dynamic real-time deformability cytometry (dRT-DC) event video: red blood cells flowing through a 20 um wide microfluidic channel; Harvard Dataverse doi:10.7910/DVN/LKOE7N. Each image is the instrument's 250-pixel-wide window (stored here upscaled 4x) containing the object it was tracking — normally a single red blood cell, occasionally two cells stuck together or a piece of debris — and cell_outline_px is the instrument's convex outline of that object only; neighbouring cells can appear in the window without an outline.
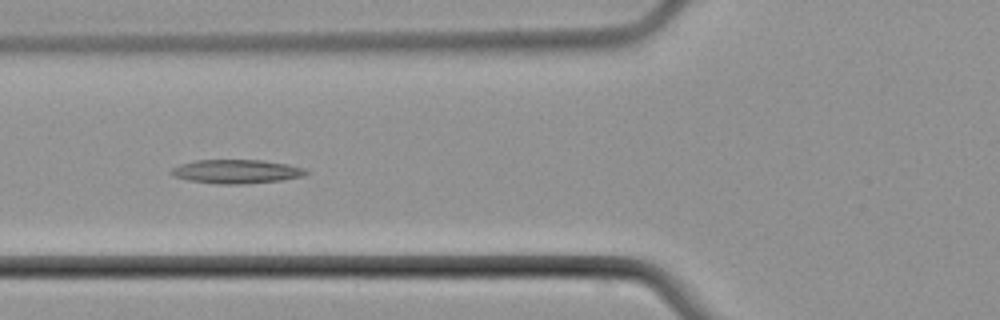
{"species": "common noctule bat (a hibernating species)", "species_latin": "Nyctalus noctula", "temperature_condition": "cold", "stored_images_in_passage": 6, "camera_frame_rate_fps": 3000, "um_per_image_px": 0.085, "animal": {"sex": "male", "body_mass_g": 21.5, "forearm_length_mm": 52.0}, "frame": {"image": 1, "passage_image": 5, "time_ms": 4.667, "image_size_px": [1000, 320], "cell_outline_px": [[308, 172], [304, 176], [284, 180], [244, 184], [220, 184], [188, 180], [172, 176], [168, 172], [172, 168], [180, 164], [196, 160], [264, 160], [288, 164], [304, 168]], "centroid_in_image_um": [20.09, 14.58], "position_along_channel_um": 105.7, "area_um2": 18.9}}
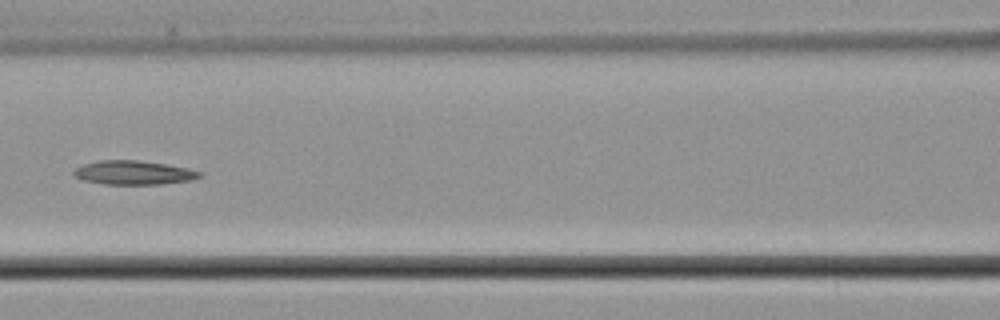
{"frame": {"image": 2, "passage_image": 6, "time_ms": 6.0, "image_size_px": [1000, 320], "cell_outline_px": [[204, 176], [192, 180], [160, 184], [104, 184], [84, 180], [76, 176], [72, 172], [76, 168], [84, 164], [96, 160], [136, 160], [164, 164], [184, 168], [200, 172]], "centroid_in_image_um": [11.34, 14.68], "position_along_channel_um": 155.3, "area_um2": 17.34}}